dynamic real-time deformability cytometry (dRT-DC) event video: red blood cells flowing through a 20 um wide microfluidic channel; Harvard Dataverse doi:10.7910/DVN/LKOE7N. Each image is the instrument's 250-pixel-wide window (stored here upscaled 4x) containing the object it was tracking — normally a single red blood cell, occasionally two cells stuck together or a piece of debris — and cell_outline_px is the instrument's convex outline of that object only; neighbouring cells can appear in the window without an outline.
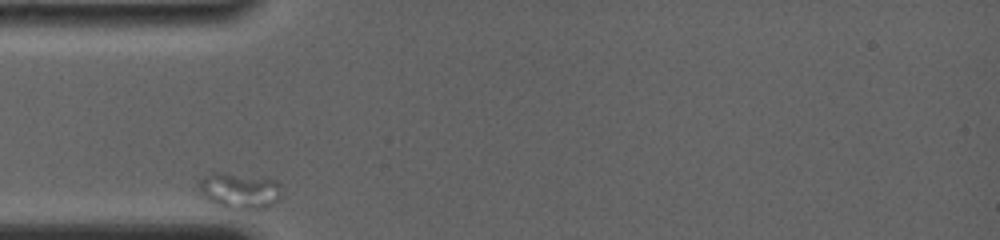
{"species": "common noctule bat (a hibernating species)", "species_latin": "Nyctalus noctula", "temperature_condition": "room temperature", "stored_images_in_passage": 5, "camera_frame_rate_fps": 4000, "um_per_image_px": 0.085, "animal": {"sex": "female", "body_mass_g": 19.0, "forearm_length_mm": 56.7}, "frame": {"image": 1, "passage_image": 1, "time_ms": 0.0, "image_size_px": [1000, 240], "cell_outline_px": [[280, 200], [264, 208], [228, 208], [216, 204], [208, 200], [200, 192], [196, 184], [208, 172], [224, 172], [276, 180], [280, 184]], "centroid_in_image_um": [20.33, 16.18], "position_along_channel_um": 64.7, "area_um2": 17.28}}
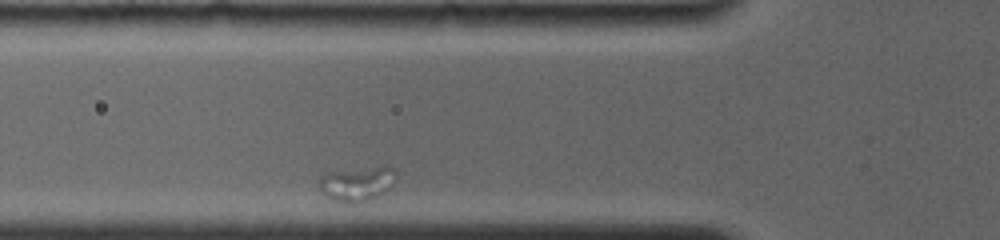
{"frame": {"image": 2, "passage_image": 2, "time_ms": 1.25, "image_size_px": [1000, 240], "cell_outline_px": [[396, 180], [392, 188], [368, 200], [336, 200], [324, 196], [320, 192], [320, 176], [324, 172], [384, 164], [388, 164], [396, 168]], "centroid_in_image_um": [30.42, 15.51], "position_along_channel_um": 95.4, "area_um2": 15.78}}
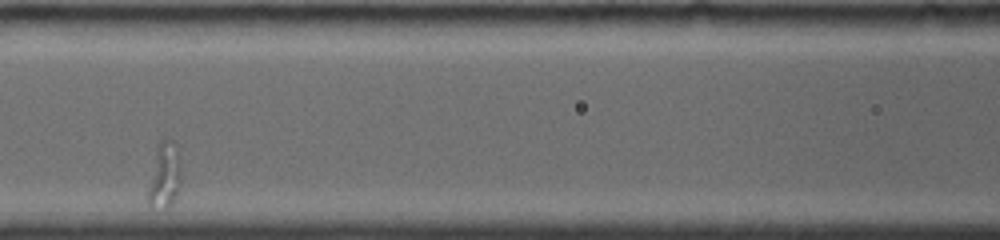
{"frame": {"image": 3, "passage_image": 4, "time_ms": 3.5, "image_size_px": [1000, 240], "cell_outline_px": [[180, 188], [172, 204], [164, 212], [152, 208], [148, 204], [148, 188], [156, 148], [160, 140], [172, 140], [176, 152], [180, 168]], "centroid_in_image_um": [13.96, 15.04], "position_along_channel_um": 152.6, "area_um2": 12.66}}